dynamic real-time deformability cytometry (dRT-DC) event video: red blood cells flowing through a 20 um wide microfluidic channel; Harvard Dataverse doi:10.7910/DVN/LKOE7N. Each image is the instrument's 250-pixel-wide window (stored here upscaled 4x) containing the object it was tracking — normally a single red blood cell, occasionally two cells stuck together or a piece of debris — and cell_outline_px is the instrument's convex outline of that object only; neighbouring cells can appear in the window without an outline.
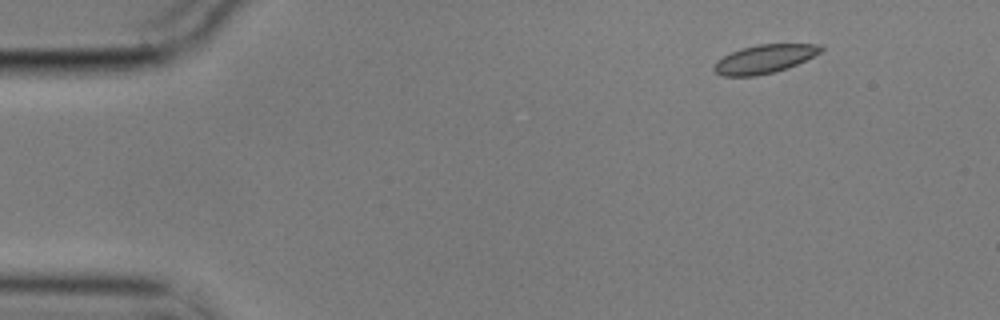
{"species": "common noctule bat (a hibernating species)", "species_latin": "Nyctalus noctula", "temperature_condition": "cold", "stored_images_in_passage": 51, "camera_frame_rate_fps": 3000, "um_per_image_px": 0.085, "animal": {"sex": "male", "body_mass_g": 17.9}, "frame": {"image": 1, "passage_image": 1, "time_ms": 0.0, "image_size_px": [1000, 320], "cell_outline_px": [[824, 48], [820, 52], [788, 68], [776, 72], [756, 76], [724, 76], [716, 72], [712, 68], [716, 60], [740, 48], [756, 44], [824, 44]], "centroid_in_image_um": [64.96, 5.01], "position_along_channel_um": 20.0, "area_um2": 17.8}}
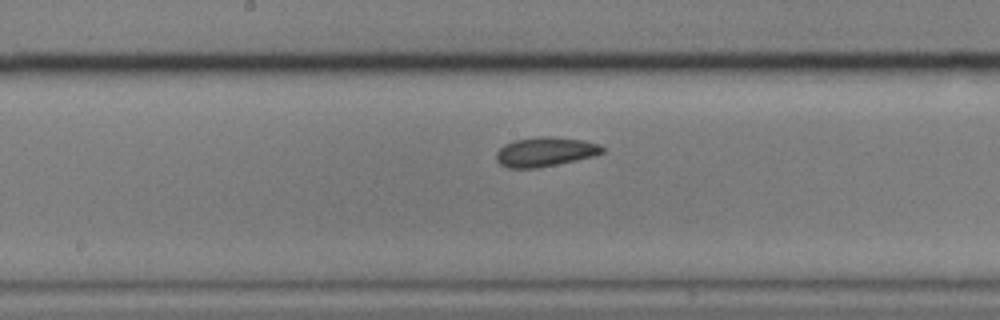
{"frame": {"image": 2, "passage_image": 24, "time_ms": 7.667, "image_size_px": [1000, 320], "cell_outline_px": [[604, 152], [592, 156], [576, 160], [536, 168], [508, 168], [500, 164], [496, 160], [496, 152], [504, 144], [516, 140], [544, 136], [552, 136], [584, 140], [600, 144], [604, 148]], "centroid_in_image_um": [46.34, 12.9], "position_along_channel_um": 201.9, "area_um2": 18.09}}
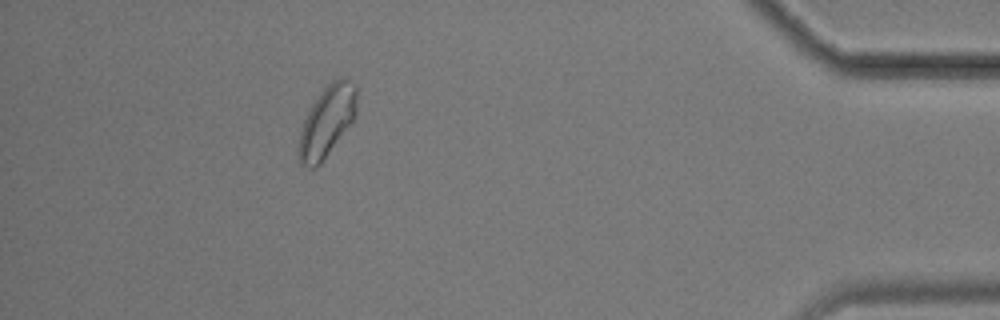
{"frame": {"image": 3, "passage_image": 46, "time_ms": 15.0, "image_size_px": [1000, 320], "cell_outline_px": [[356, 112], [352, 120], [320, 164], [316, 168], [308, 168], [300, 164], [296, 156], [296, 152], [300, 132], [304, 120], [312, 104], [320, 92], [332, 80], [340, 76], [344, 76], [356, 88]], "centroid_in_image_um": [27.73, 10.34], "position_along_channel_um": 407.5, "area_um2": 23.76}, "authors_computed_cell_mechanics": {"area_um2": 18.4382, "velocity_mm_per_s": 3.4959, "shape_relaxation_time_tau1_ms": 7.8993, "shape_relaxation_time_tau2_ms": 4.1626, "deformation_change_tau1": 0.121, "deformation_change_tau2": 0.0539}}